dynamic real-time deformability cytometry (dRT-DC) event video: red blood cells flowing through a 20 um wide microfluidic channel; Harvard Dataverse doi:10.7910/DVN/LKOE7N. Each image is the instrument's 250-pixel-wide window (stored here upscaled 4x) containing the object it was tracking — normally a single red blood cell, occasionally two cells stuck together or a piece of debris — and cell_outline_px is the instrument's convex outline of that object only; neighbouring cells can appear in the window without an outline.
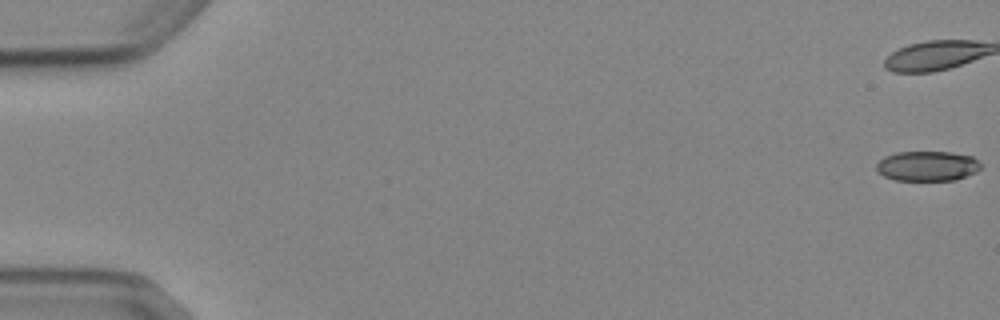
{"species": "Egyptian fruit bat (a non-hibernating species)", "species_latin": "Rousettus aegyptiacus", "temperature_condition": "cold", "stored_images_in_passage": 8, "camera_frame_rate_fps": 3000, "um_per_image_px": 0.085, "animal": {"sex": "female"}, "frame": {"image": 1, "passage_image": 1, "time_ms": 0.0, "image_size_px": [1000, 320], "cell_outline_px": [[980, 168], [976, 172], [956, 180], [896, 180], [884, 176], [876, 168], [876, 164], [884, 156], [896, 152], [952, 152], [972, 156], [980, 164]], "centroid_in_image_um": [78.82, 14.11], "position_along_channel_um": 6.2, "area_um2": 18.15}}